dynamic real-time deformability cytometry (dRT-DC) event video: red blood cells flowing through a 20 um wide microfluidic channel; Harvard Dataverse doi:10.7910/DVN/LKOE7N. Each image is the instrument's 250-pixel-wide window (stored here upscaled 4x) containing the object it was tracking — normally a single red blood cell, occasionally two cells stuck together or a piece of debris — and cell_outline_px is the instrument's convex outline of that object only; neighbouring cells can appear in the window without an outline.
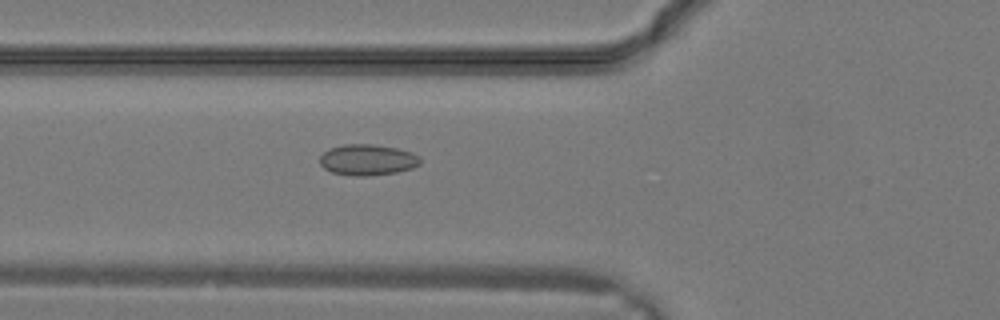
{"species": "common noctule bat (a hibernating species)", "species_latin": "Nyctalus noctula", "temperature_condition": "warm", "stored_images_in_passage": 31, "camera_frame_rate_fps": 3000, "um_per_image_px": 0.085, "animal": {"sex": "male", "body_mass_g": 19.2, "forearm_length_mm": 51.8}, "frame": {"image": 1, "passage_image": 12, "time_ms": 3.667, "image_size_px": [1000, 320], "cell_outline_px": [[420, 164], [412, 168], [396, 172], [368, 176], [352, 176], [332, 172], [324, 168], [320, 164], [320, 156], [324, 152], [332, 148], [344, 144], [372, 144], [396, 148], [412, 152], [420, 156]], "centroid_in_image_um": [31.25, 13.59], "position_along_channel_um": 94.6, "area_um2": 18.09}}
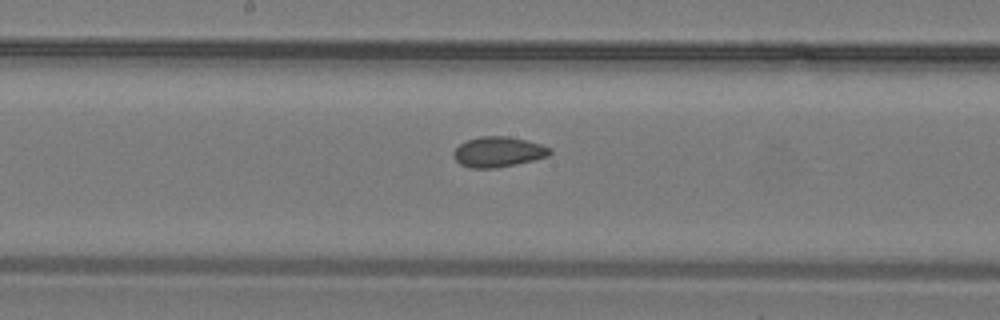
{"frame": {"image": 2, "passage_image": 17, "time_ms": 5.333, "image_size_px": [1000, 320], "cell_outline_px": [[552, 152], [548, 156], [516, 164], [496, 168], [472, 168], [460, 164], [452, 156], [452, 152], [460, 144], [468, 140], [480, 136], [508, 136], [540, 144], [552, 148]], "centroid_in_image_um": [42.33, 12.91], "position_along_channel_um": 205.9, "area_um2": 16.94}}
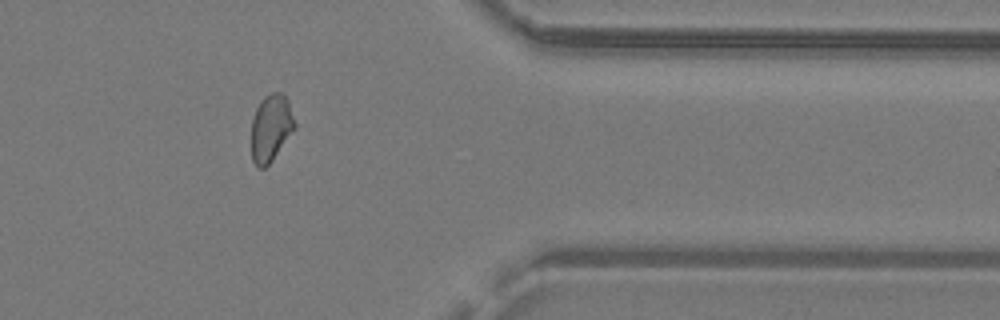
{"frame": {"image": 3, "passage_image": 26, "time_ms": 8.333, "image_size_px": [1000, 320], "cell_outline_px": [[296, 128], [272, 160], [264, 168], [256, 168], [252, 160], [252, 120], [256, 108], [260, 100], [264, 96], [272, 92], [284, 92], [288, 100], [296, 124]], "centroid_in_image_um": [23.04, 10.85], "position_along_channel_um": 388.4, "area_um2": 17.11}}